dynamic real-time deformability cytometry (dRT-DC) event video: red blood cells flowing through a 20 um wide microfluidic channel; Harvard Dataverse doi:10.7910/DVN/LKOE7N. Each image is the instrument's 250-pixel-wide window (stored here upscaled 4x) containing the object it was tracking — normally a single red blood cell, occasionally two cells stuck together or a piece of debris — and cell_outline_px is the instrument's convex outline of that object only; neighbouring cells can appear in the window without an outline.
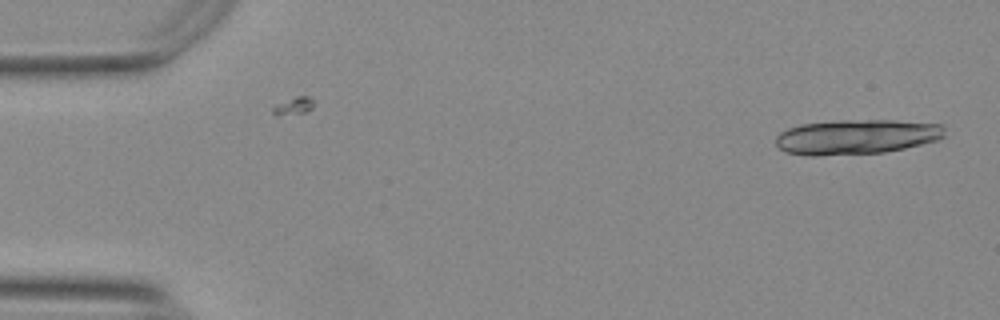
{"species": "Egyptian fruit bat (a non-hibernating species)", "species_latin": "Rousettus aegyptiacus", "temperature_condition": "warm", "stored_images_in_passage": 16, "camera_frame_rate_fps": 3000, "um_per_image_px": 0.085, "animal": {"sex": "female"}, "frame": {"image": 1, "passage_image": 1, "time_ms": 0.0, "image_size_px": [1000, 320], "cell_outline_px": [[944, 136], [936, 140], [904, 148], [884, 152], [816, 156], [808, 156], [784, 152], [776, 144], [776, 136], [780, 132], [788, 128], [800, 124], [840, 120], [892, 120], [940, 124], [944, 128]], "centroid_in_image_um": [72.74, 11.63], "position_along_channel_um": 12.3, "area_um2": 34.28}}